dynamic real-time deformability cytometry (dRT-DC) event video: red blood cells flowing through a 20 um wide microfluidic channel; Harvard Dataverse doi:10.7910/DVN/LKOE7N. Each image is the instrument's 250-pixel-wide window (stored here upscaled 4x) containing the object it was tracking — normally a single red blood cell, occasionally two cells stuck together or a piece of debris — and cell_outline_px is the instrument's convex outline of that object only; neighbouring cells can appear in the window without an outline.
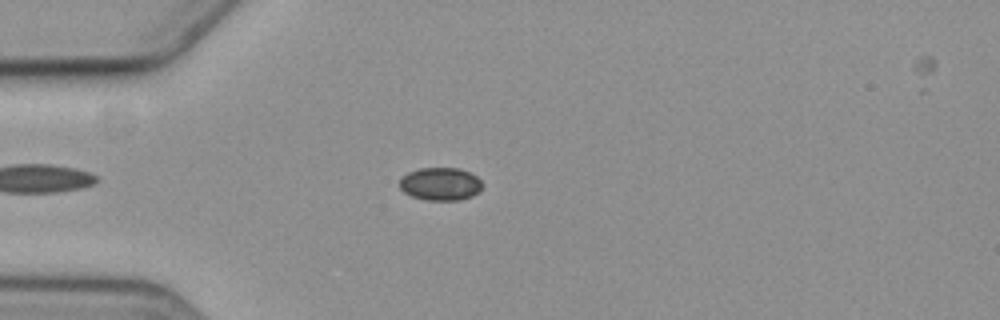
{"species": "common noctule bat (a hibernating species)", "species_latin": "Nyctalus noctula", "temperature_condition": "cold", "stored_images_in_passage": 6, "camera_frame_rate_fps": 3000, "um_per_image_px": 0.085, "animal": {"sex": "female", "body_mass_g": 19.3, "forearm_length_mm": 54.1}, "frame": {"image": 1, "passage_image": 4, "time_ms": 3.667, "image_size_px": [1000, 320], "cell_outline_px": [[484, 184], [472, 196], [460, 200], [424, 200], [412, 196], [404, 192], [400, 188], [400, 180], [408, 172], [420, 168], [460, 168], [476, 176]], "centroid_in_image_um": [37.43, 15.64], "position_along_channel_um": 47.6, "area_um2": 15.78}}
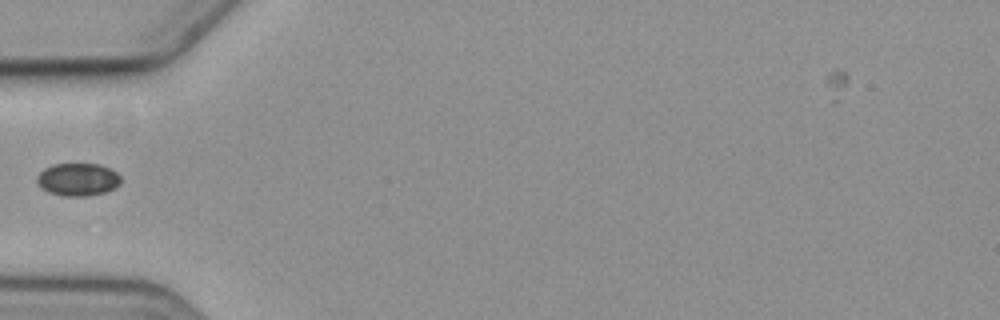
{"frame": {"image": 2, "passage_image": 5, "time_ms": 5.0, "image_size_px": [1000, 320], "cell_outline_px": [[120, 184], [104, 192], [88, 196], [60, 196], [48, 192], [36, 180], [36, 176], [44, 168], [52, 164], [100, 164], [116, 172], [120, 176]], "centroid_in_image_um": [6.6, 15.25], "position_along_channel_um": 78.4, "area_um2": 15.9}}
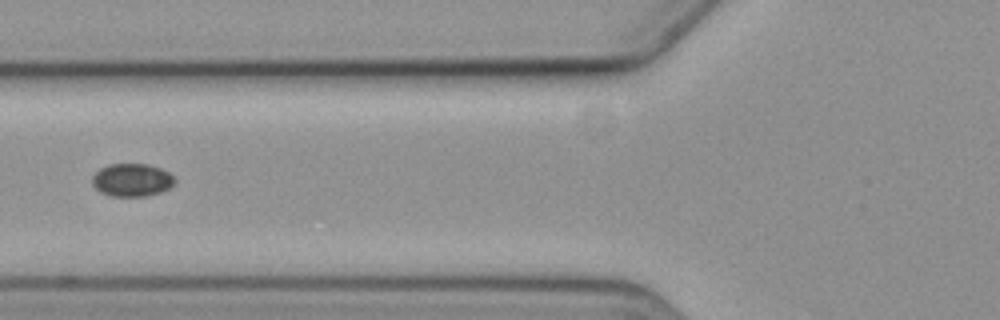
{"frame": {"image": 3, "passage_image": 6, "time_ms": 6.0, "image_size_px": [1000, 320], "cell_outline_px": [[176, 180], [168, 188], [160, 192], [148, 196], [112, 196], [100, 192], [92, 184], [92, 176], [100, 168], [108, 164], [148, 164], [160, 168], [168, 172]], "centroid_in_image_um": [11.19, 15.3], "position_along_channel_um": 114.6, "area_um2": 15.78}}